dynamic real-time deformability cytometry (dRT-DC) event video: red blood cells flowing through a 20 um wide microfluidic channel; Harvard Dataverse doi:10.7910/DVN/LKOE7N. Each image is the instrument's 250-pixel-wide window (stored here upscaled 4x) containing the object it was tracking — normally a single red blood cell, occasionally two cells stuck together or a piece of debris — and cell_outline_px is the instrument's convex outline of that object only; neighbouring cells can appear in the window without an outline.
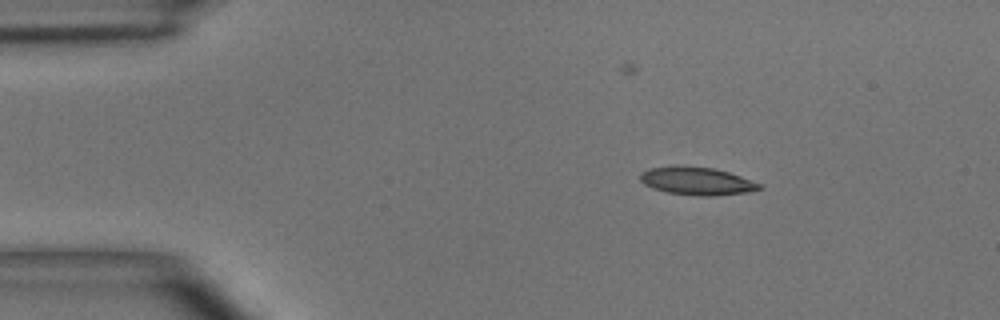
{"species": "common noctule bat (a hibernating species)", "species_latin": "Nyctalus noctula", "temperature_condition": "room temperature", "stored_images_in_passage": 3, "camera_frame_rate_fps": 3000, "um_per_image_px": 0.085, "animal": {"sex": "male", "body_mass_g": 15.6}, "frame": {"image": 1, "passage_image": 1, "time_ms": 0.0, "image_size_px": [1000, 320], "cell_outline_px": [[764, 188], [752, 192], [716, 196], [696, 196], [668, 192], [652, 188], [644, 184], [640, 180], [640, 172], [648, 168], [676, 164], [712, 168], [728, 172], [764, 184]], "centroid_in_image_um": [59.26, 15.38], "position_along_channel_um": 25.7, "area_um2": 19.94}}
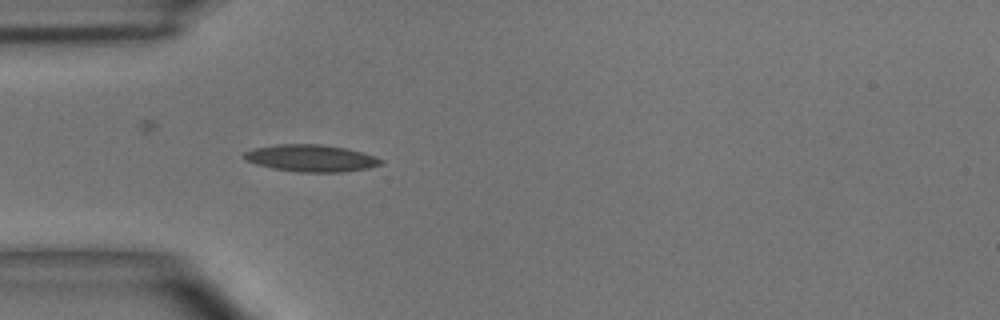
{"frame": {"image": 2, "passage_image": 3, "time_ms": 2.333, "image_size_px": [1000, 320], "cell_outline_px": [[384, 164], [368, 168], [340, 172], [300, 172], [276, 168], [256, 164], [240, 156], [244, 152], [252, 148], [276, 144], [320, 144], [348, 148], [384, 160]], "centroid_in_image_um": [26.43, 13.43], "position_along_channel_um": 58.6, "area_um2": 21.44}}